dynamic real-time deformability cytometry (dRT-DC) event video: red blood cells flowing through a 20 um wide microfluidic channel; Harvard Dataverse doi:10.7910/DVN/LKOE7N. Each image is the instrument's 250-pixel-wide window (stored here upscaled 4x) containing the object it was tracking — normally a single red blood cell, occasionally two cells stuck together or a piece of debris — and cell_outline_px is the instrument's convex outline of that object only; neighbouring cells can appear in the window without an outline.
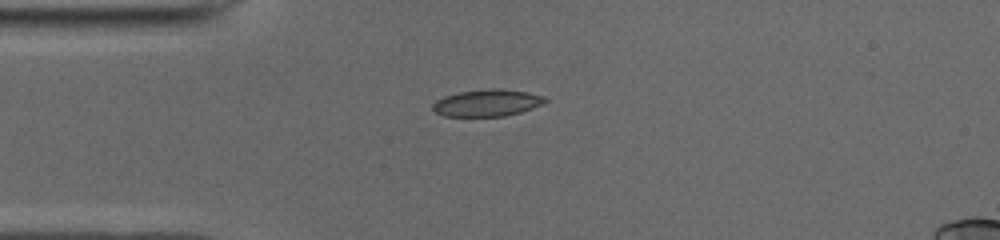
{"species": "common noctule bat (a hibernating species)", "species_latin": "Nyctalus noctula", "temperature_condition": "cold", "stored_images_in_passage": 17, "camera_frame_rate_fps": 3000, "um_per_image_px": 0.085, "animal": {"sex": "male", "body_mass_g": 19.0, "forearm_length_mm": 50.8}, "frame": {"image": 1, "passage_image": 1, "time_ms": 0.0, "image_size_px": [1000, 240], "cell_outline_px": [[548, 100], [532, 108], [520, 112], [504, 116], [444, 116], [436, 112], [432, 108], [432, 104], [436, 100], [444, 96], [460, 92], [492, 88], [496, 88], [528, 92], [544, 96]], "centroid_in_image_um": [41.39, 8.74], "position_along_channel_um": 43.6, "area_um2": 17.46}}
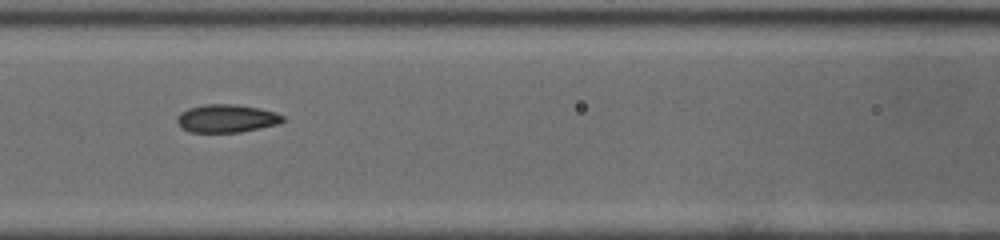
{"frame": {"image": 2, "passage_image": 10, "time_ms": 3.0, "image_size_px": [1000, 240], "cell_outline_px": [[284, 120], [280, 124], [240, 132], [188, 132], [180, 128], [176, 120], [176, 116], [180, 112], [188, 108], [204, 104], [236, 104], [260, 108], [276, 112], [284, 116]], "centroid_in_image_um": [19.24, 10.06], "position_along_channel_um": 147.4, "area_um2": 17.57}}
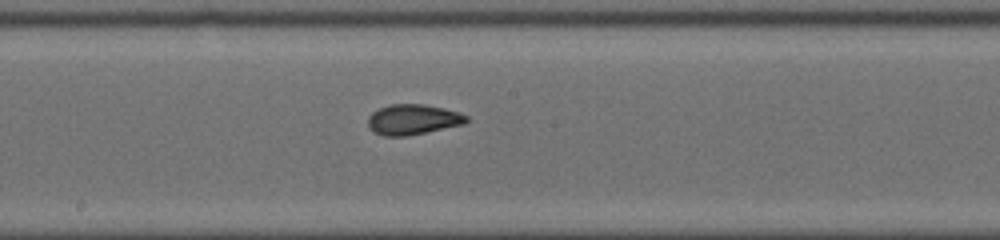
{"frame": {"image": 3, "passage_image": 15, "time_ms": 4.667, "image_size_px": [1000, 240], "cell_outline_px": [[468, 120], [464, 124], [408, 136], [384, 136], [368, 128], [368, 116], [372, 112], [380, 108], [392, 104], [424, 104], [444, 108], [460, 112], [468, 116]], "centroid_in_image_um": [35.11, 10.15], "position_along_channel_um": 213.1, "area_um2": 17.46}}